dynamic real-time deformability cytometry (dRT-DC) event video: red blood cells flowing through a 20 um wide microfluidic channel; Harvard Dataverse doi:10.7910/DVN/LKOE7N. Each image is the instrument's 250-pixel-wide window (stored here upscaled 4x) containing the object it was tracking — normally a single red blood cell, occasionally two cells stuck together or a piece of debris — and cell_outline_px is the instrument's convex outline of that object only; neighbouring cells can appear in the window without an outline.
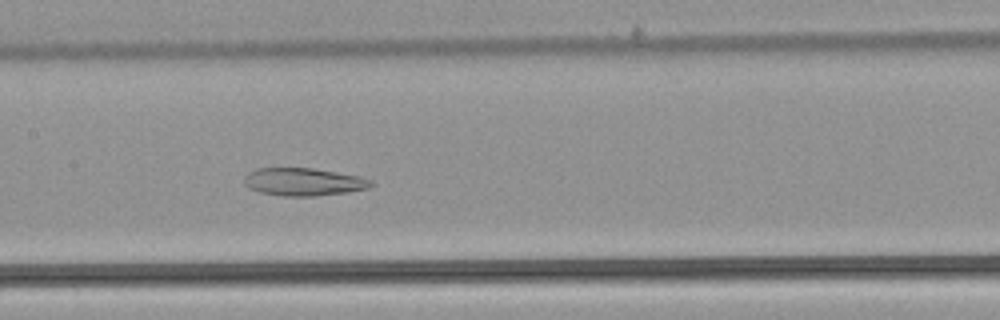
{"species": "common noctule bat (a hibernating species)", "species_latin": "Nyctalus noctula", "temperature_condition": "warm", "stored_images_in_passage": 54, "camera_frame_rate_fps": 3000, "um_per_image_px": 0.085, "animal": {"sex": "male", "body_mass_g": 21.5, "forearm_length_mm": 52.0}, "frame": {"image": 1, "passage_image": 27, "time_ms": 8.667, "image_size_px": [1000, 320], "cell_outline_px": [[376, 184], [368, 188], [348, 192], [316, 196], [284, 196], [260, 192], [248, 188], [244, 184], [244, 176], [248, 172], [256, 168], [312, 168], [360, 176], [372, 180]], "centroid_in_image_um": [25.81, 15.46], "position_along_channel_um": 181.6, "area_um2": 20.69}}
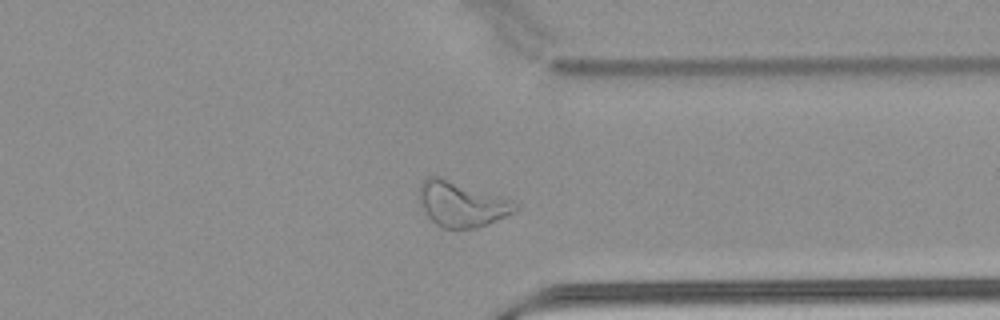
{"frame": {"image": 2, "passage_image": 42, "time_ms": 13.667, "image_size_px": [1000, 320], "cell_outline_px": [[516, 208], [512, 212], [488, 224], [476, 228], [444, 228], [436, 224], [428, 216], [420, 204], [420, 184], [428, 176], [440, 176], [508, 200], [516, 204]], "centroid_in_image_um": [39.16, 17.35], "position_along_channel_um": 372.2, "area_um2": 24.39}}
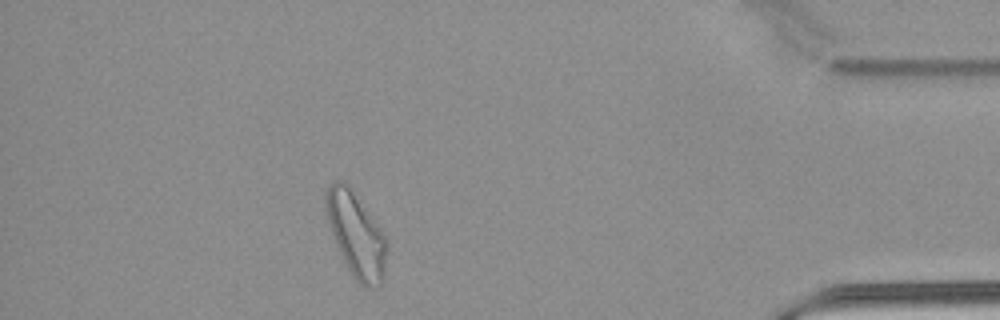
{"frame": {"image": 3, "passage_image": 48, "time_ms": 15.667, "image_size_px": [1000, 320], "cell_outline_px": [[388, 248], [384, 268], [380, 284], [376, 288], [364, 288], [352, 276], [336, 244], [328, 220], [324, 200], [324, 192], [336, 180], [340, 180], [348, 184], [380, 228], [388, 244]], "centroid_in_image_um": [30.27, 19.96], "position_along_channel_um": 404.9, "area_um2": 29.54}, "authors_computed_cell_mechanics": {"area_um2": 28.5243, "velocity_mm_per_s": 3.8346, "shape_relaxation_time_tau1_ms": null, "shape_relaxation_time_tau2_ms": 4.4319, "deformation_change_tau1": null, "deformation_change_tau2": 0.1149}}